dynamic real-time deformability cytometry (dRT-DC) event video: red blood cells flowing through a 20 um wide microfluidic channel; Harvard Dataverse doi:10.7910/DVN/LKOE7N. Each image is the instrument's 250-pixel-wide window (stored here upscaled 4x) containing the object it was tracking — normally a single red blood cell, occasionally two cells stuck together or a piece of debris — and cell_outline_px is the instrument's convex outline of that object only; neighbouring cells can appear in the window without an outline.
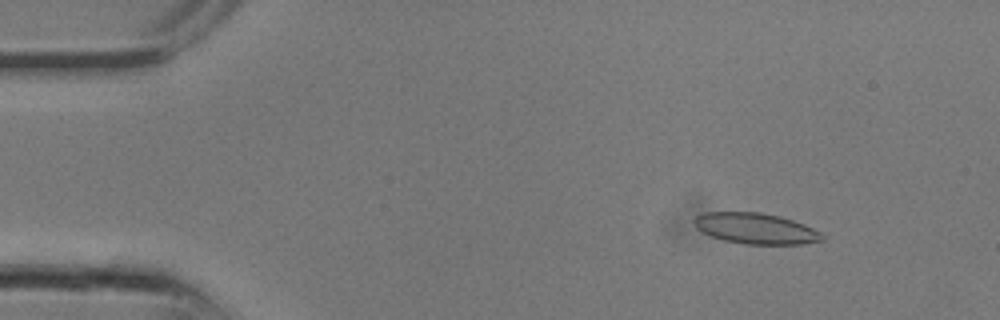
{"species": "common noctule bat (a hibernating species)", "species_latin": "Nyctalus noctula", "temperature_condition": "room temperature", "stored_images_in_passage": 15, "camera_frame_rate_fps": 3000, "um_per_image_px": 0.085, "animal": {"sex": "male", "body_mass_g": 13.3}, "frame": {"image": 1, "passage_image": 4, "time_ms": 1.0, "image_size_px": [1000, 320], "cell_outline_px": [[824, 240], [800, 244], [744, 244], [724, 240], [712, 236], [696, 228], [692, 220], [696, 216], [704, 212], [760, 212], [780, 216], [804, 224], [820, 232], [824, 236]], "centroid_in_image_um": [64.22, 19.41], "position_along_channel_um": 20.8, "area_um2": 22.95}}
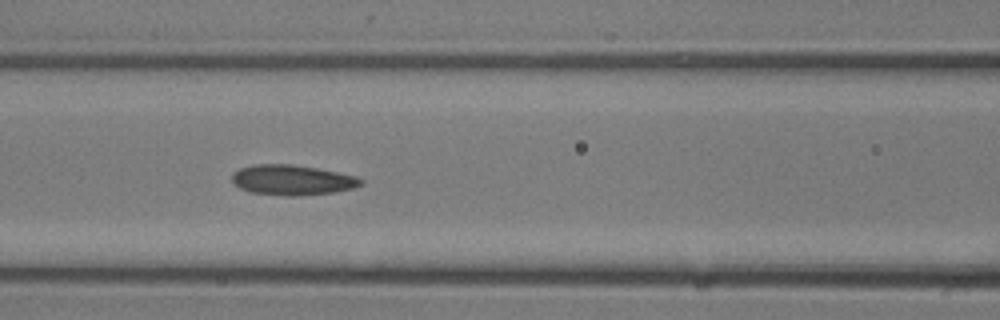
{"frame": {"image": 2, "passage_image": 12, "time_ms": 3.667, "image_size_px": [1000, 320], "cell_outline_px": [[364, 184], [352, 188], [332, 192], [296, 196], [288, 196], [252, 192], [240, 188], [232, 180], [232, 176], [240, 168], [256, 164], [292, 164], [316, 168], [356, 176], [364, 180]], "centroid_in_image_um": [24.86, 15.3], "position_along_channel_um": 141.7, "area_um2": 22.37}}
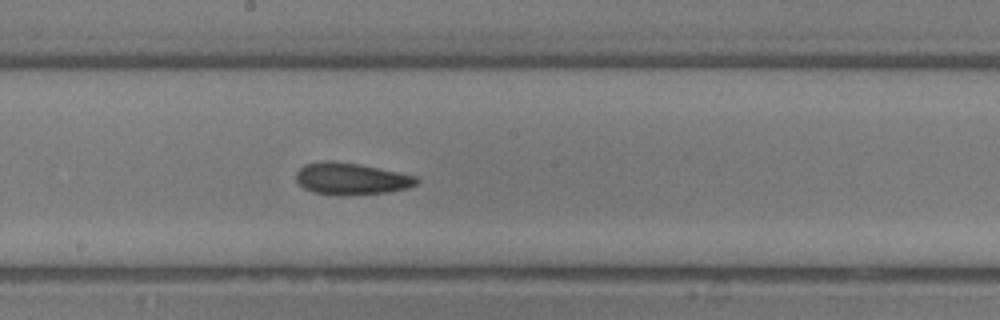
{"frame": {"image": 3, "passage_image": 15, "time_ms": 4.667, "image_size_px": [1000, 320], "cell_outline_px": [[420, 180], [416, 184], [408, 188], [388, 192], [340, 196], [336, 196], [312, 192], [304, 188], [296, 180], [296, 172], [304, 164], [324, 160], [332, 160], [360, 164], [400, 172], [416, 176]], "centroid_in_image_um": [29.84, 15.19], "position_along_channel_um": 218.4, "area_um2": 22.72}}